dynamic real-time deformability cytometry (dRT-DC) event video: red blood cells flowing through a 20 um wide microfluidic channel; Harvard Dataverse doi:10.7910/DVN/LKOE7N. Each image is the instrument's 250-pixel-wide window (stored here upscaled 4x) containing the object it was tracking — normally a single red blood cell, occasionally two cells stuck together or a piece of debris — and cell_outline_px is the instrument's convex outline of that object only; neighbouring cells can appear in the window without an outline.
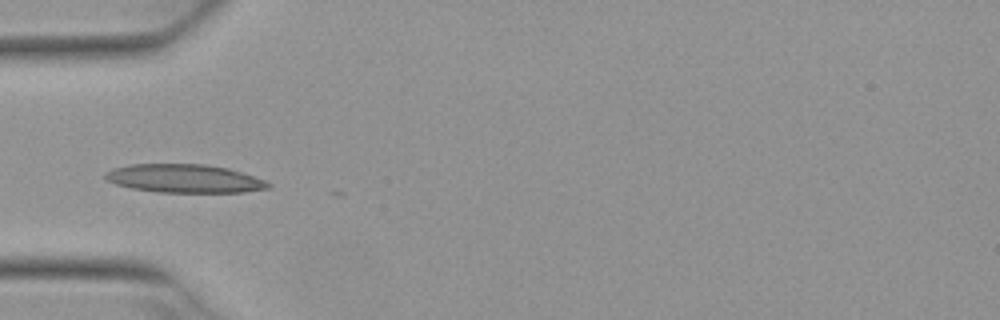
{"species": "Egyptian fruit bat (a non-hibernating species)", "species_latin": "Rousettus aegyptiacus", "temperature_condition": "warm", "stored_images_in_passage": 5, "camera_frame_rate_fps": 3000, "um_per_image_px": 0.085, "animal": {"sex": "female"}, "frame": {"image": 1, "passage_image": 5, "time_ms": 1.333, "image_size_px": [1000, 320], "cell_outline_px": [[272, 184], [268, 188], [244, 192], [160, 192], [132, 188], [116, 184], [108, 180], [104, 176], [104, 172], [112, 168], [128, 164], [204, 164], [228, 168], [264, 180]], "centroid_in_image_um": [15.64, 15.17], "position_along_channel_um": 69.4, "area_um2": 26.82}}